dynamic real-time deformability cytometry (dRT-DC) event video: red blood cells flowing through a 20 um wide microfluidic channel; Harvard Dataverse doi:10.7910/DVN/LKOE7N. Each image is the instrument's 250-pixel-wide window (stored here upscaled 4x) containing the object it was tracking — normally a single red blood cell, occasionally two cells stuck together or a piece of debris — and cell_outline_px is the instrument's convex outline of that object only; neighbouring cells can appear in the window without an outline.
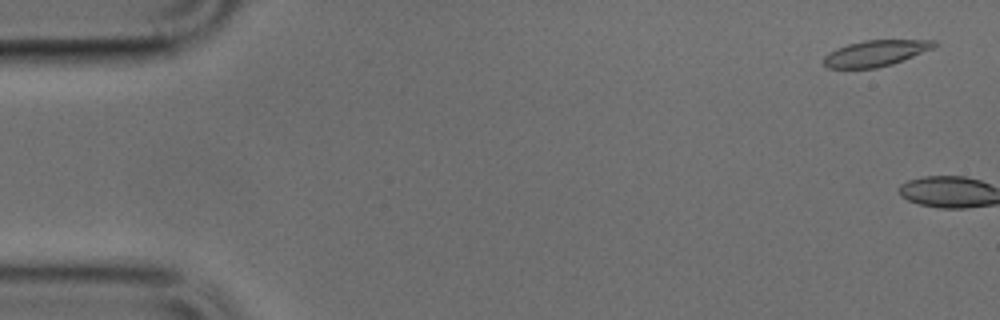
{"species": "common noctule bat (a hibernating species)", "species_latin": "Nyctalus noctula", "temperature_condition": "cold", "stored_images_in_passage": 4, "camera_frame_rate_fps": 3000, "um_per_image_px": 0.085, "animal": {"sex": "male", "body_mass_g": 17.9, "forearm_length_mm": 54.2}, "frame": {"image": 1, "passage_image": 2, "time_ms": 0.333, "image_size_px": [1000, 320], "cell_outline_px": [[940, 44], [936, 48], [904, 60], [892, 64], [876, 68], [828, 68], [824, 64], [824, 56], [836, 48], [848, 44], [864, 40], [936, 40]], "centroid_in_image_um": [74.5, 4.51], "position_along_channel_um": 10.5, "area_um2": 16.94}}